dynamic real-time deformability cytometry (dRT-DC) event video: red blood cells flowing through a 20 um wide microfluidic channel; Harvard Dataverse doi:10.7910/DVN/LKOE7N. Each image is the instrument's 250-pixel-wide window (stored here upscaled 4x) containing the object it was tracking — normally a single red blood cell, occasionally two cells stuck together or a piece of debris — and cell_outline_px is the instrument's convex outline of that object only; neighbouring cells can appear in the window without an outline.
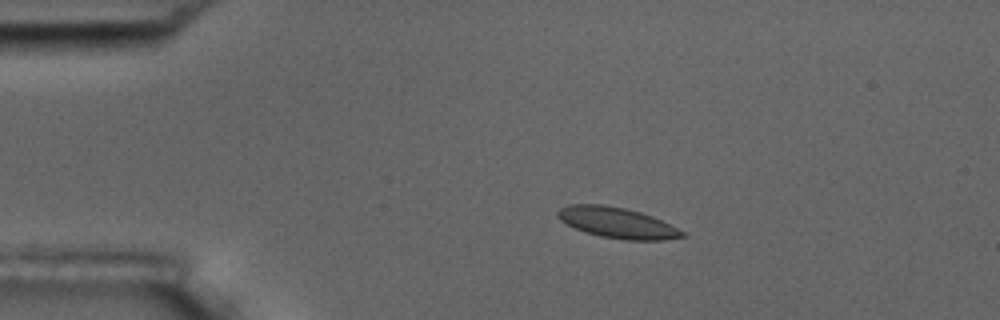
{"species": "common noctule bat (a hibernating species)", "species_latin": "Nyctalus noctula", "temperature_condition": "room temperature", "stored_images_in_passage": 14, "camera_frame_rate_fps": 3000, "um_per_image_px": 0.085, "animal": {"sex": "male", "body_mass_g": 17.5, "forearm_length_mm": 52.3}, "frame": {"image": 1, "passage_image": 1, "time_ms": 0.0, "image_size_px": [1000, 320], "cell_outline_px": [[688, 236], [664, 240], [624, 240], [600, 236], [584, 232], [560, 220], [556, 216], [556, 212], [560, 208], [568, 204], [604, 204], [624, 208], [640, 212], [652, 216], [684, 232]], "centroid_in_image_um": [52.43, 18.93], "position_along_channel_um": 32.6, "area_um2": 22.25}}
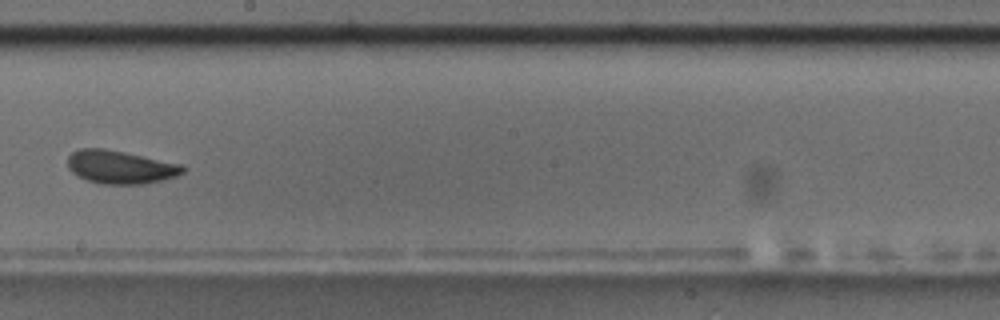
{"frame": {"image": 2, "passage_image": 7, "time_ms": 7.0, "image_size_px": [1000, 320], "cell_outline_px": [[188, 168], [184, 172], [176, 176], [164, 180], [144, 184], [100, 184], [88, 180], [72, 172], [68, 168], [68, 156], [72, 152], [80, 148], [104, 148], [184, 164]], "centroid_in_image_um": [10.28, 14.2], "position_along_channel_um": 237.9, "area_um2": 22.48}}
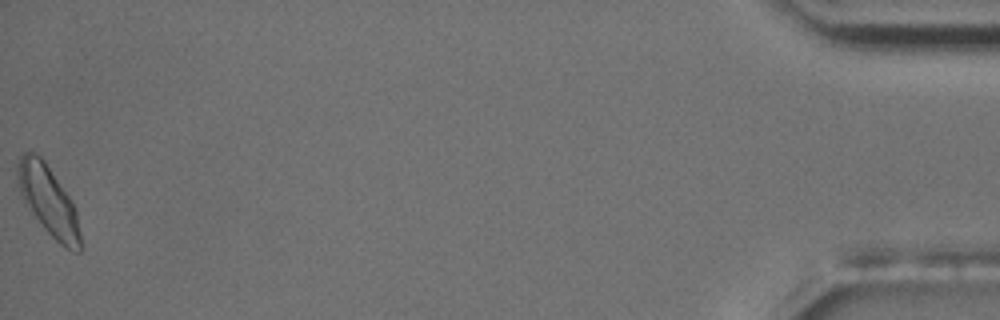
{"frame": {"image": 3, "passage_image": 14, "time_ms": 15.0, "image_size_px": [1000, 320], "cell_outline_px": [[80, 252], [76, 252], [60, 244], [44, 228], [32, 212], [24, 200], [20, 192], [16, 168], [20, 156], [24, 152], [32, 152], [40, 156], [44, 160], [76, 208], [80, 232]], "centroid_in_image_um": [4.11, 17.04], "position_along_channel_um": 431.1, "area_um2": 24.8}, "authors_computed_cell_mechanics": {"area_um2": 21.964, "velocity_mm_per_s": 3.6228, "shape_relaxation_time_tau1_ms": 1.6754, "shape_relaxation_time_tau2_ms": null, "deformation_change_tau1": 0.0601, "deformation_change_tau2": null}}